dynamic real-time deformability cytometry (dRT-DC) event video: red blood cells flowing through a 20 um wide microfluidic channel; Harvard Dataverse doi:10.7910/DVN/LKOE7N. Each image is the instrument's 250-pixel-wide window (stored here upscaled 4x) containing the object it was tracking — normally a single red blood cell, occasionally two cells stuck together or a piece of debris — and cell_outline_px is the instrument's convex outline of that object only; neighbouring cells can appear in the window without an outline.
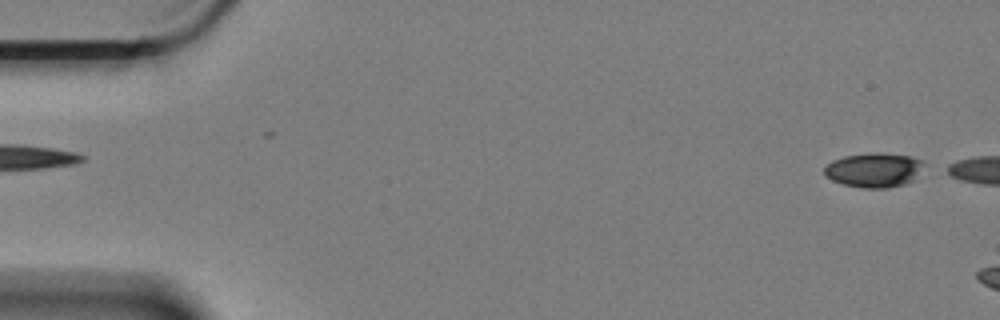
{"species": "Egyptian fruit bat (a non-hibernating species)", "species_latin": "Rousettus aegyptiacus", "temperature_condition": "cold", "stored_images_in_passage": 5, "segment_of_instrument_passage": [2, 2], "camera_frame_rate_fps": 3000, "um_per_image_px": 0.085, "animal": {"sex": "female"}, "frame": {"image": 1, "passage_image": 5, "time_ms": 1.333, "image_size_px": [1000, 320], "cell_outline_px": [[920, 164], [916, 180], [904, 184], [888, 188], [860, 188], [844, 184], [832, 180], [824, 176], [824, 168], [832, 160], [844, 156], [872, 152], [880, 152], [912, 156], [920, 160]], "centroid_in_image_um": [74.24, 14.45], "position_along_channel_um": 10.8, "area_um2": 20.0}}